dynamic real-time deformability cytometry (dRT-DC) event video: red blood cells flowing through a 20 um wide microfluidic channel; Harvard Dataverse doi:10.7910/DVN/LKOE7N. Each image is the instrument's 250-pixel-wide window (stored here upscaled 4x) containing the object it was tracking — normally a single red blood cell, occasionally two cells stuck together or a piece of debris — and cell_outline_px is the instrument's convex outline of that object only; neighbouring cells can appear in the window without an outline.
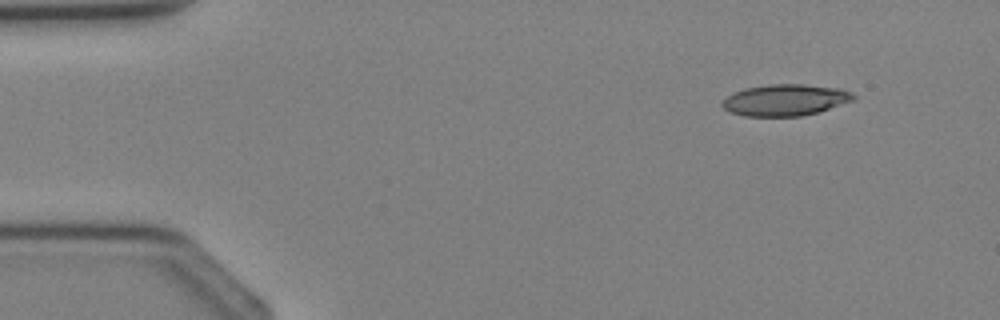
{"species": "Egyptian fruit bat (a non-hibernating species)", "species_latin": "Rousettus aegyptiacus", "temperature_condition": "cold", "stored_images_in_passage": 4, "segment_of_instrument_passage": [1, 2], "camera_frame_rate_fps": 3000, "um_per_image_px": 0.085, "animal": {"sex": "female"}, "frame": {"image": 1, "passage_image": 1, "time_ms": 0.0, "image_size_px": [1000, 320], "cell_outline_px": [[856, 100], [816, 112], [800, 116], [744, 116], [732, 112], [724, 108], [720, 104], [732, 92], [744, 88], [768, 84], [804, 84], [840, 88], [852, 92], [856, 96]], "centroid_in_image_um": [66.76, 8.49], "position_along_channel_um": 18.2, "area_um2": 24.1}}